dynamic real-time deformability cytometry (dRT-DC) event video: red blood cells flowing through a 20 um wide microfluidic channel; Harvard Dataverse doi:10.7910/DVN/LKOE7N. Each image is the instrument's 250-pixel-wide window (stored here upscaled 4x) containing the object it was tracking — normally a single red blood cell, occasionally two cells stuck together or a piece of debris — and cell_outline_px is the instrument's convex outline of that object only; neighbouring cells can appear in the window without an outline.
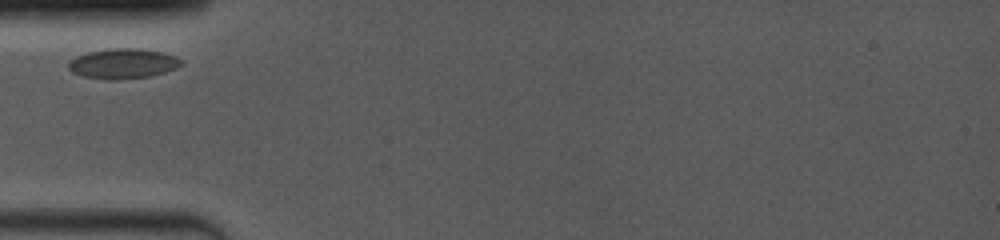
{"species": "common noctule bat (a hibernating species)", "species_latin": "Nyctalus noctula", "temperature_condition": "room temperature", "stored_images_in_passage": 6, "camera_frame_rate_fps": 4000, "um_per_image_px": 0.085, "animal": {"sex": "female", "body_mass_g": 19.0, "forearm_length_mm": 53.3}, "frame": {"image": 1, "passage_image": 1, "time_ms": 0.0, "image_size_px": [1000, 240], "cell_outline_px": [[184, 64], [176, 68], [164, 72], [148, 76], [112, 80], [108, 80], [84, 76], [72, 72], [68, 68], [68, 60], [76, 56], [88, 52], [108, 48], [136, 48], [160, 52], [176, 56]], "centroid_in_image_um": [10.41, 5.4], "position_along_channel_um": 74.6, "area_um2": 19.65}}
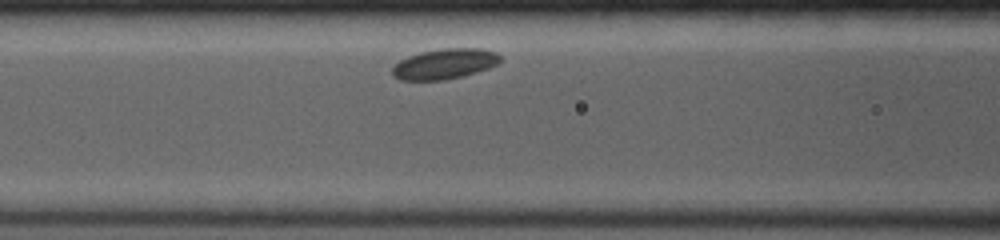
{"frame": {"image": 2, "passage_image": 3, "time_ms": 1.5, "image_size_px": [1000, 240], "cell_outline_px": [[500, 60], [496, 64], [488, 68], [476, 72], [444, 80], [400, 80], [392, 76], [392, 68], [400, 60], [408, 56], [420, 52], [444, 48], [480, 48], [496, 52], [500, 56]], "centroid_in_image_um": [37.76, 5.42], "position_along_channel_um": 128.8, "area_um2": 18.96}}
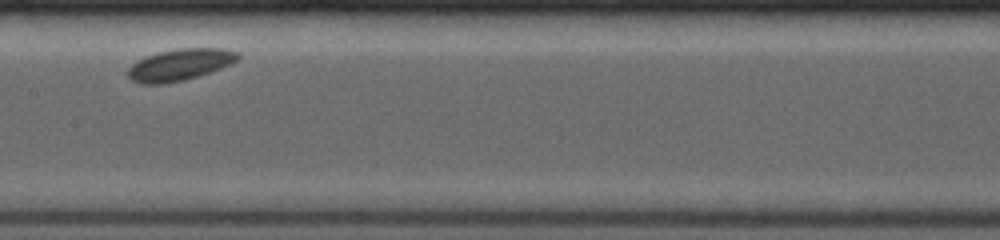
{"frame": {"image": 3, "passage_image": 5, "time_ms": 3.25, "image_size_px": [1000, 240], "cell_outline_px": [[240, 56], [236, 60], [220, 68], [184, 80], [164, 84], [140, 84], [132, 80], [128, 76], [128, 68], [136, 60], [144, 56], [156, 52], [180, 48], [224, 48], [236, 52]], "centroid_in_image_um": [15.21, 5.49], "position_along_channel_um": 192.2, "area_um2": 20.17}}